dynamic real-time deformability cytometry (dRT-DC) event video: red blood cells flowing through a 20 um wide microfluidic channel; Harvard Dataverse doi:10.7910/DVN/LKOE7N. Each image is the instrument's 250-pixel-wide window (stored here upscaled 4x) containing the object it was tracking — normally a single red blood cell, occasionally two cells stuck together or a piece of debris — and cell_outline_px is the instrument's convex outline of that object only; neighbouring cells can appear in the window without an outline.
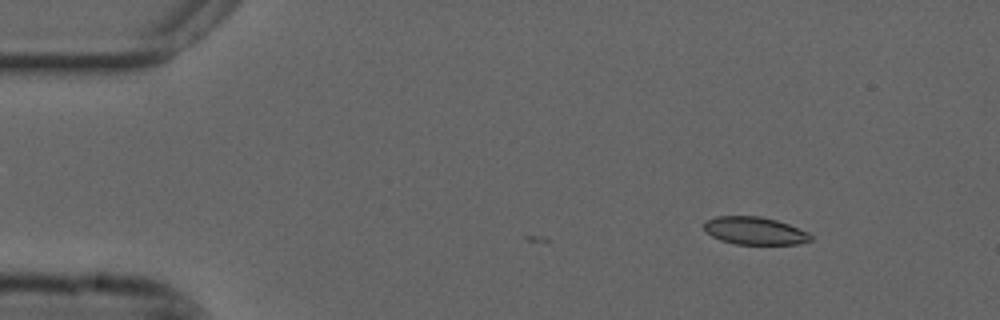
{"species": "common noctule bat (a hibernating species)", "species_latin": "Nyctalus noctula", "temperature_condition": "cold", "stored_images_in_passage": 49, "camera_frame_rate_fps": 3000, "um_per_image_px": 0.085, "animal": {"sex": "male", "forearm_length_mm": 52.5}, "frame": {"image": 1, "passage_image": 1, "time_ms": 0.0, "image_size_px": [1000, 320], "cell_outline_px": [[812, 240], [796, 244], [736, 244], [720, 240], [712, 236], [704, 228], [704, 224], [708, 220], [716, 216], [760, 216], [776, 220], [788, 224], [808, 232], [812, 236]], "centroid_in_image_um": [64.16, 19.61], "position_along_channel_um": 20.8, "area_um2": 17.05}}
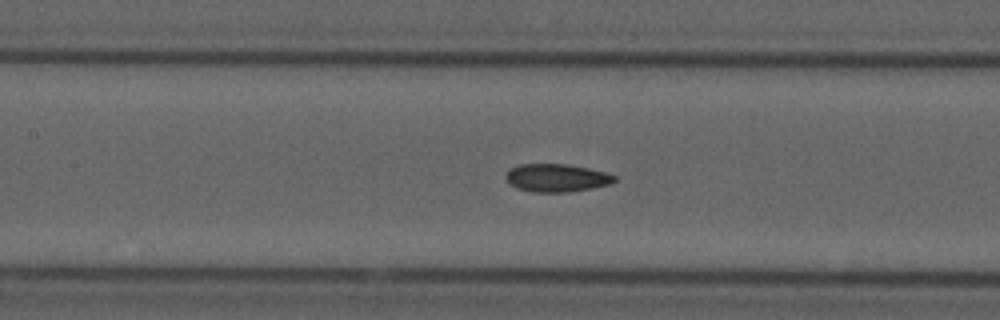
{"frame": {"image": 2, "passage_image": 19, "time_ms": 6.0, "image_size_px": [1000, 320], "cell_outline_px": [[616, 180], [608, 184], [592, 188], [568, 192], [532, 192], [516, 188], [508, 184], [504, 176], [508, 168], [520, 164], [568, 164], [588, 168], [604, 172], [616, 176]], "centroid_in_image_um": [47.23, 15.12], "position_along_channel_um": 160.2, "area_um2": 17.86}}
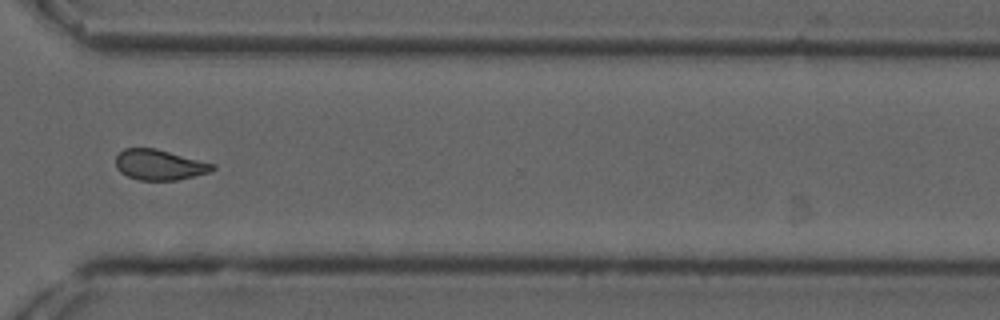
{"frame": {"image": 3, "passage_image": 35, "time_ms": 11.333, "image_size_px": [1000, 320], "cell_outline_px": [[216, 168], [208, 172], [176, 180], [140, 180], [128, 176], [120, 172], [116, 168], [116, 156], [124, 148], [156, 148], [216, 164]], "centroid_in_image_um": [13.54, 14.0], "position_along_channel_um": 357.1, "area_um2": 17.11}, "authors_computed_cell_mechanics": {"area_um2": 17.629, "velocity_mm_per_s": 3.698, "shape_relaxation_time_tau1_ms": 10.4726, "shape_relaxation_time_tau2_ms": 3.4175, "deformation_change_tau1": 0.2136, "deformation_change_tau2": 0.0887}}